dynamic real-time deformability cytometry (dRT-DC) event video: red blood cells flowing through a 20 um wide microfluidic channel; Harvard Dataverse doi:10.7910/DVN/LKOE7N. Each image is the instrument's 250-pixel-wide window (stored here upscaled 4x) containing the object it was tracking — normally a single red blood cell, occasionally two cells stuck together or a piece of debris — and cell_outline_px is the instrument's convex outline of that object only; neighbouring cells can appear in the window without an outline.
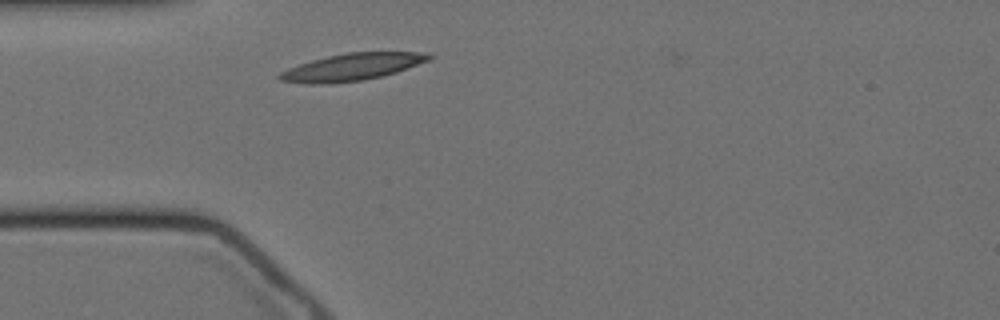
{"species": "Egyptian fruit bat (a non-hibernating species)", "species_latin": "Rousettus aegyptiacus", "temperature_condition": "cold", "stored_images_in_passage": 11, "camera_frame_rate_fps": 3000, "um_per_image_px": 0.085, "animal": {"sex": "female"}, "frame": {"image": 1, "passage_image": 1, "time_ms": 0.0, "image_size_px": [1000, 320], "cell_outline_px": [[432, 60], [396, 72], [364, 80], [324, 84], [312, 84], [280, 80], [276, 76], [280, 72], [288, 68], [312, 60], [328, 56], [348, 52], [416, 52], [432, 56]], "centroid_in_image_um": [29.91, 5.7], "position_along_channel_um": 55.1, "area_um2": 23.35}}
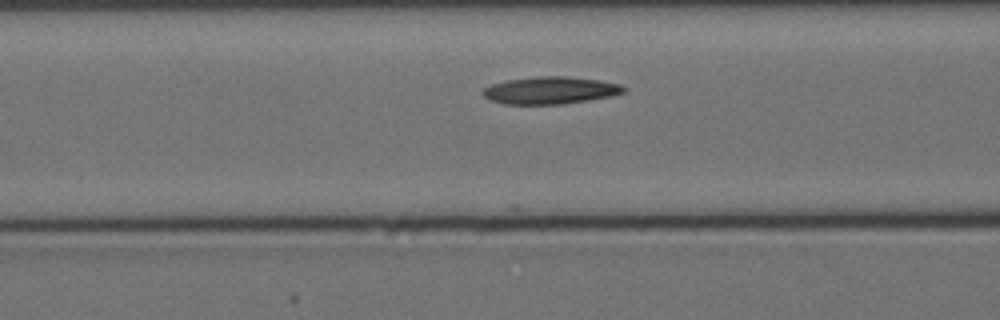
{"frame": {"image": 2, "passage_image": 7, "time_ms": 2.0, "image_size_px": [1000, 320], "cell_outline_px": [[628, 88], [624, 92], [612, 96], [564, 104], [504, 104], [488, 100], [480, 92], [484, 88], [492, 84], [504, 80], [536, 76], [568, 76], [600, 80], [620, 84]], "centroid_in_image_um": [46.76, 7.67], "position_along_channel_um": 119.8, "area_um2": 22.72}}
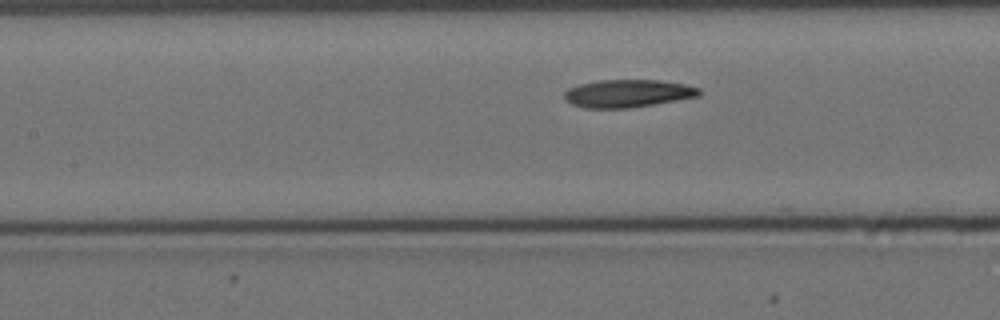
{"frame": {"image": 3, "passage_image": 10, "time_ms": 3.0, "image_size_px": [1000, 320], "cell_outline_px": [[700, 96], [628, 108], [584, 108], [572, 104], [564, 96], [564, 92], [568, 88], [580, 84], [596, 80], [656, 80], [684, 84], [700, 88]], "centroid_in_image_um": [53.34, 7.93], "position_along_channel_um": 154.1, "area_um2": 21.62}}